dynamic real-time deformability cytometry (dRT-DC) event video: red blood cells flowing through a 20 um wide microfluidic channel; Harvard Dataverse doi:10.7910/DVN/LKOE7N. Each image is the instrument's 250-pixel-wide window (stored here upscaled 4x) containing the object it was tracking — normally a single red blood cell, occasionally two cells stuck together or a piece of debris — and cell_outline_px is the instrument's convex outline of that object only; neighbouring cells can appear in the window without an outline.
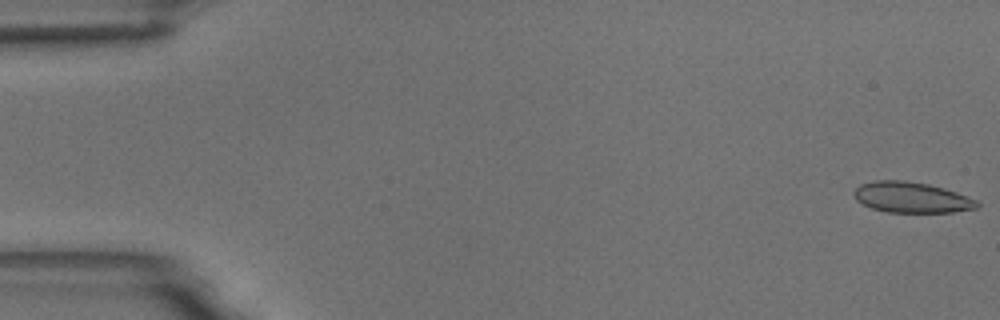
{"species": "common noctule bat (a hibernating species)", "species_latin": "Nyctalus noctula", "temperature_condition": "room temperature", "stored_images_in_passage": 15, "camera_frame_rate_fps": 3000, "um_per_image_px": 0.085, "animal": {"sex": "male", "body_mass_g": 18.8}, "frame": {"image": 1, "passage_image": 1, "time_ms": 0.0, "image_size_px": [1000, 320], "cell_outline_px": [[980, 204], [976, 208], [952, 212], [888, 212], [872, 208], [856, 200], [852, 192], [860, 184], [876, 180], [904, 180], [928, 184], [944, 188], [956, 192], [976, 200]], "centroid_in_image_um": [77.45, 16.77], "position_along_channel_um": 7.5, "area_um2": 21.91}}
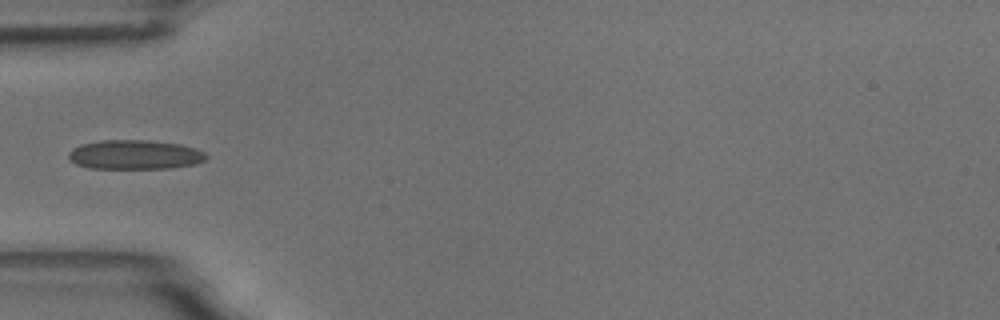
{"frame": {"image": 2, "passage_image": 5, "time_ms": 5.667, "image_size_px": [1000, 320], "cell_outline_px": [[208, 156], [204, 160], [196, 164], [168, 168], [88, 168], [76, 164], [68, 156], [68, 152], [72, 148], [80, 144], [100, 140], [148, 140], [180, 144], [196, 148], [204, 152]], "centroid_in_image_um": [11.45, 13.14], "position_along_channel_um": 73.5, "area_um2": 23.58}}
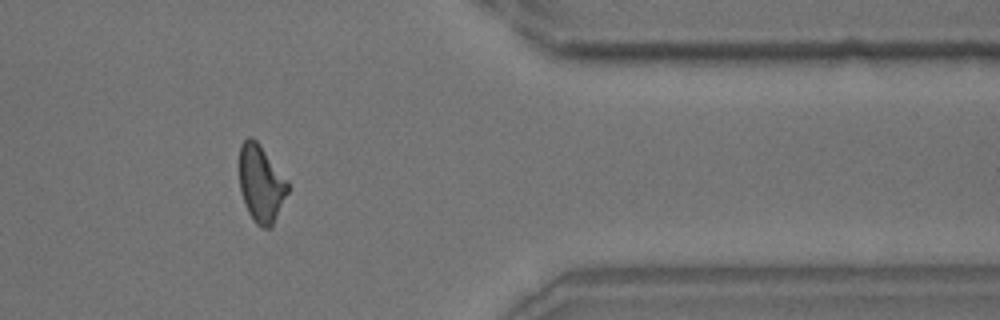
{"frame": {"image": 3, "passage_image": 13, "time_ms": 14.667, "image_size_px": [1000, 320], "cell_outline_px": [[288, 192], [272, 224], [268, 228], [264, 228], [256, 224], [248, 212], [244, 204], [240, 188], [240, 144], [248, 136], [252, 136], [260, 144], [288, 180]], "centroid_in_image_um": [22.18, 15.57], "position_along_channel_um": 389.2, "area_um2": 21.62}, "authors_computed_cell_mechanics": {"area_um2": 21.7906, "velocity_mm_per_s": 3.7199, "shape_relaxation_time_tau1_ms": null, "shape_relaxation_time_tau2_ms": 2.3071, "deformation_change_tau1": null, "deformation_change_tau2": 0.0906}}